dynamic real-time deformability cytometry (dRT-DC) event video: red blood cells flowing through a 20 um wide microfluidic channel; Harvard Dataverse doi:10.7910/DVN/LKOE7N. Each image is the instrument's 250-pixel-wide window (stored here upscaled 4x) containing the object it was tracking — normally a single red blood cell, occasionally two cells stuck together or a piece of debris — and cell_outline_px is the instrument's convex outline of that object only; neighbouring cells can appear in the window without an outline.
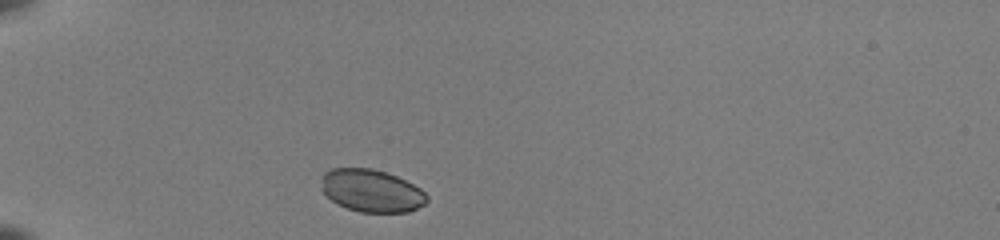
{"species": "common noctule bat (a hibernating species)", "species_latin": "Nyctalus noctula", "temperature_condition": "room temperature", "stored_images_in_passage": 36, "camera_frame_rate_fps": 3000, "um_per_image_px": 0.085, "animal": {"sex": "female", "body_mass_g": 22.0, "forearm_length_mm": 56.7}, "frame": {"image": 1, "passage_image": 1, "time_ms": 0.0, "image_size_px": [1000, 240], "cell_outline_px": [[428, 200], [424, 204], [408, 212], [360, 212], [336, 204], [324, 192], [324, 172], [332, 168], [372, 168], [396, 176], [420, 188], [428, 196]], "centroid_in_image_um": [31.61, 16.22], "position_along_channel_um": 53.4, "area_um2": 25.78}}
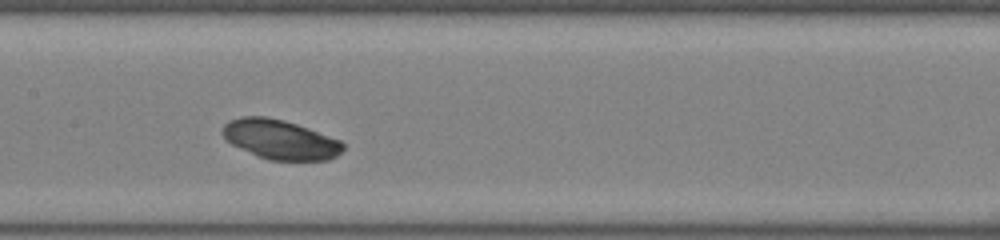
{"frame": {"image": 2, "passage_image": 13, "time_ms": 4.0, "image_size_px": [1000, 240], "cell_outline_px": [[344, 148], [336, 156], [328, 160], [268, 160], [256, 156], [224, 140], [220, 132], [224, 124], [228, 120], [240, 116], [268, 116], [284, 120], [308, 128], [340, 140], [344, 144]], "centroid_in_image_um": [23.76, 11.85], "position_along_channel_um": 183.6, "area_um2": 27.98}}
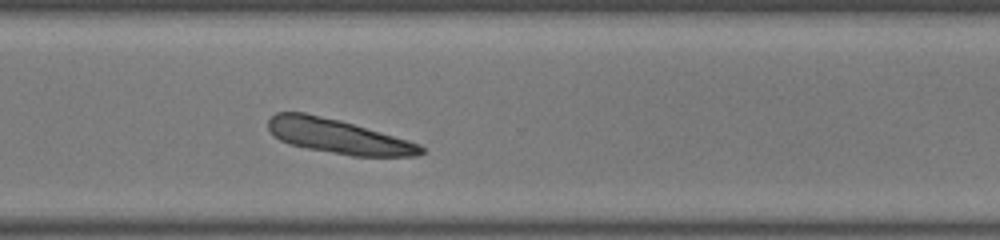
{"frame": {"image": 3, "passage_image": 25, "time_ms": 8.0, "image_size_px": [1000, 240], "cell_outline_px": [[424, 152], [420, 156], [352, 156], [308, 148], [288, 144], [272, 136], [268, 128], [268, 120], [276, 112], [304, 112], [340, 120], [408, 140], [420, 144], [424, 148]], "centroid_in_image_um": [28.72, 11.59], "position_along_channel_um": 341.9, "area_um2": 30.58}}